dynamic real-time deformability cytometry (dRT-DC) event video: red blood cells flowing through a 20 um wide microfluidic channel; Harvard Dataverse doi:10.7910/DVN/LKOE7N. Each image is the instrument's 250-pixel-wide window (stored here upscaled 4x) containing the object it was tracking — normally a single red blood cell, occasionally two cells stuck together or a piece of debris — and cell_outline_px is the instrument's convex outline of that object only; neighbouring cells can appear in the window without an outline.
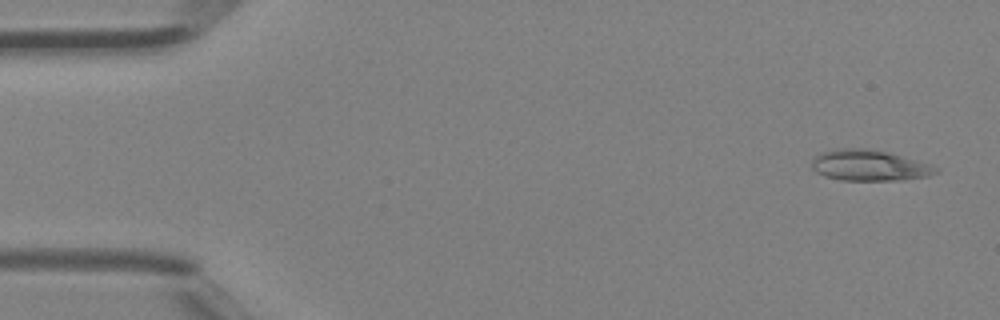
{"species": "Egyptian fruit bat (a non-hibernating species)", "species_latin": "Rousettus aegyptiacus", "temperature_condition": "room temperature", "stored_images_in_passage": 5, "segment_of_instrument_passage": [2, 2], "camera_frame_rate_fps": 3000, "um_per_image_px": 0.085, "animal": {"sex": "female"}, "frame": {"image": 1, "passage_image": 5, "time_ms": 1.333, "image_size_px": [1000, 320], "cell_outline_px": [[940, 172], [928, 176], [900, 180], [840, 180], [824, 176], [816, 172], [812, 168], [812, 160], [820, 152], [836, 148], [868, 148], [888, 152], [928, 164], [936, 168]], "centroid_in_image_um": [73.84, 14.05], "position_along_channel_um": 11.2, "area_um2": 22.25}}